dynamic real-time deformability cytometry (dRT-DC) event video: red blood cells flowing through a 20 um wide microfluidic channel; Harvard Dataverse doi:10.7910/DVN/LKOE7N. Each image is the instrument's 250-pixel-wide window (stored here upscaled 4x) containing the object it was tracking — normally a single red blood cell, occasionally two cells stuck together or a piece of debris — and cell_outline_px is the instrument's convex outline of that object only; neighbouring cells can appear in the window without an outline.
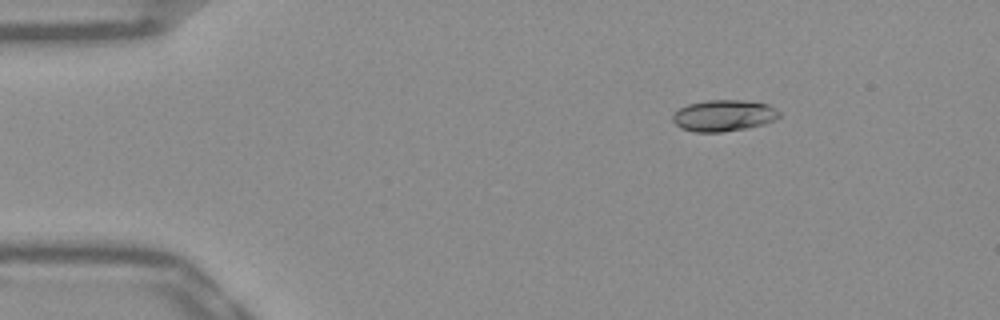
{"species": "Egyptian fruit bat (a non-hibernating species)", "species_latin": "Rousettus aegyptiacus", "temperature_condition": "warm", "stored_images_in_passage": 46, "camera_frame_rate_fps": 3000, "um_per_image_px": 0.085, "frame": {"image": 1, "passage_image": 1, "time_ms": 0.0, "image_size_px": [1000, 320], "cell_outline_px": [[780, 116], [776, 120], [764, 124], [748, 128], [720, 132], [696, 132], [680, 128], [672, 120], [672, 116], [680, 108], [688, 104], [708, 100], [744, 100], [768, 104], [780, 112]], "centroid_in_image_um": [61.53, 9.82], "position_along_channel_um": 23.5, "area_um2": 19.54}}
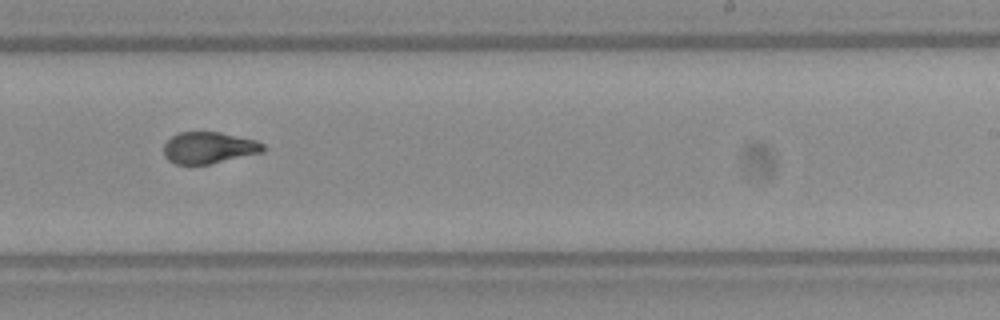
{"frame": {"image": 2, "passage_image": 26, "time_ms": 8.333, "image_size_px": [1000, 320], "cell_outline_px": [[268, 148], [264, 152], [208, 164], [176, 164], [168, 160], [164, 156], [164, 144], [172, 136], [180, 132], [220, 132], [256, 140], [264, 144]], "centroid_in_image_um": [17.78, 12.55], "position_along_channel_um": 271.2, "area_um2": 18.32}}
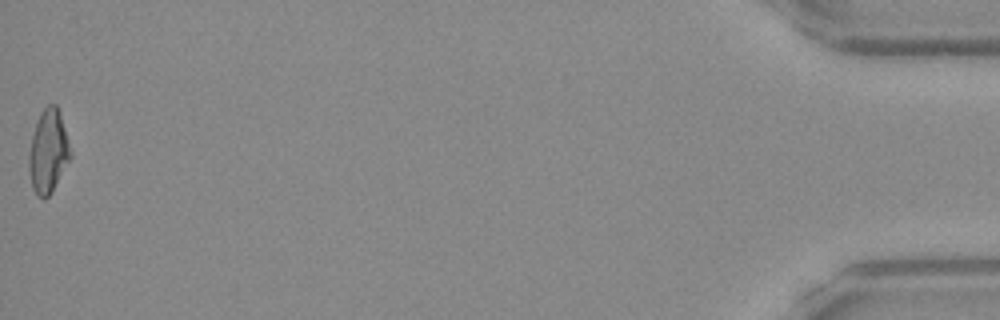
{"frame": {"image": 3, "passage_image": 46, "time_ms": 15.0, "image_size_px": [1000, 320], "cell_outline_px": [[72, 156], [52, 192], [44, 200], [36, 196], [32, 188], [28, 168], [28, 156], [32, 136], [36, 120], [40, 112], [48, 104], [56, 104], [60, 112], [72, 152]], "centroid_in_image_um": [4.1, 12.88], "position_along_channel_um": 431.1, "area_um2": 20.52}, "authors_computed_cell_mechanics": {"area_um2": 19.1607, "velocity_mm_per_s": 3.8753, "shape_relaxation_time_tau1_ms": 5.4686, "shape_relaxation_time_tau2_ms": 1.2337, "deformation_change_tau1": 0.2142, "deformation_change_tau2": 0.0698}}